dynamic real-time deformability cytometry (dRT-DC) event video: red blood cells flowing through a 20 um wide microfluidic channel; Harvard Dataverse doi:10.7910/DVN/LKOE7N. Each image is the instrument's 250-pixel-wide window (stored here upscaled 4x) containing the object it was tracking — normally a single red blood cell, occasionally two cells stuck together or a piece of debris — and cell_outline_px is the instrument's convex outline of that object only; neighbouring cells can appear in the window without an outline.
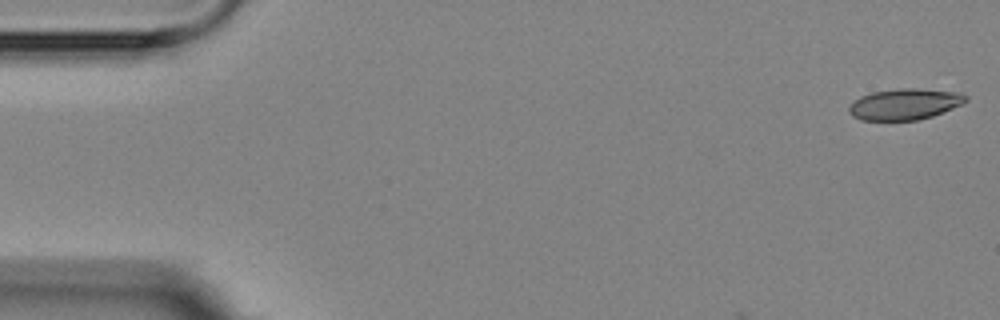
{"species": "Egyptian fruit bat (a non-hibernating species)", "species_latin": "Rousettus aegyptiacus", "temperature_condition": "room temperature", "stored_images_in_passage": 2, "camera_frame_rate_fps": 3000, "um_per_image_px": 0.085, "animal": {"sex": "female"}, "frame": {"image": 1, "passage_image": 2, "time_ms": 1.333, "image_size_px": [1000, 320], "cell_outline_px": [[968, 100], [964, 104], [932, 116], [916, 120], [860, 120], [852, 116], [848, 112], [848, 108], [860, 96], [872, 92], [900, 88], [916, 88], [960, 92], [968, 96]], "centroid_in_image_um": [76.93, 8.85], "position_along_channel_um": 8.1, "area_um2": 21.27}}